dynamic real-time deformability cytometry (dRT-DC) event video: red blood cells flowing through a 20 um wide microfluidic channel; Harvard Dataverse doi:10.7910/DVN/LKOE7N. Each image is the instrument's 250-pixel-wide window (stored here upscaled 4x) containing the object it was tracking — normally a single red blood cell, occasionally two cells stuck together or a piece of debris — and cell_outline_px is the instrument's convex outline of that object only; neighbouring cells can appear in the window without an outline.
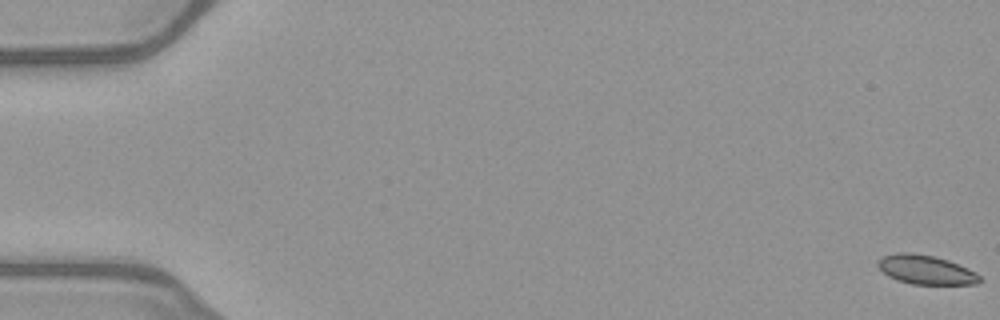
{"species": "common noctule bat (a hibernating species)", "species_latin": "Nyctalus noctula", "temperature_condition": "warm", "stored_images_in_passage": 53, "camera_frame_rate_fps": 3000, "um_per_image_px": 0.085, "animal": {"sex": "female", "body_mass_g": 21.9}, "frame": {"image": 1, "passage_image": 1, "time_ms": 0.0, "image_size_px": [1000, 320], "cell_outline_px": [[980, 284], [912, 284], [896, 280], [888, 276], [876, 264], [880, 256], [896, 252], [912, 252], [932, 256], [948, 260], [968, 268], [976, 272], [980, 276]], "centroid_in_image_um": [78.67, 22.92], "position_along_channel_um": 6.3, "area_um2": 17.4}}
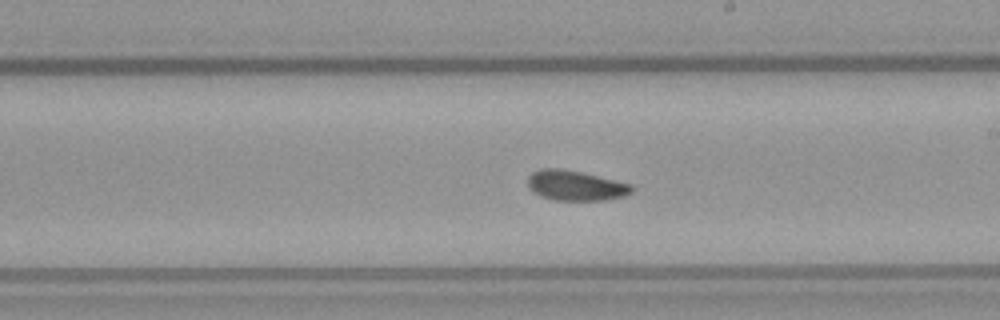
{"frame": {"image": 2, "passage_image": 31, "time_ms": 10.0, "image_size_px": [1000, 320], "cell_outline_px": [[632, 192], [624, 196], [604, 200], [556, 200], [540, 196], [532, 192], [528, 184], [528, 176], [532, 172], [540, 168], [560, 168], [580, 172], [632, 184]], "centroid_in_image_um": [48.89, 15.77], "position_along_channel_um": 240.1, "area_um2": 18.15}}
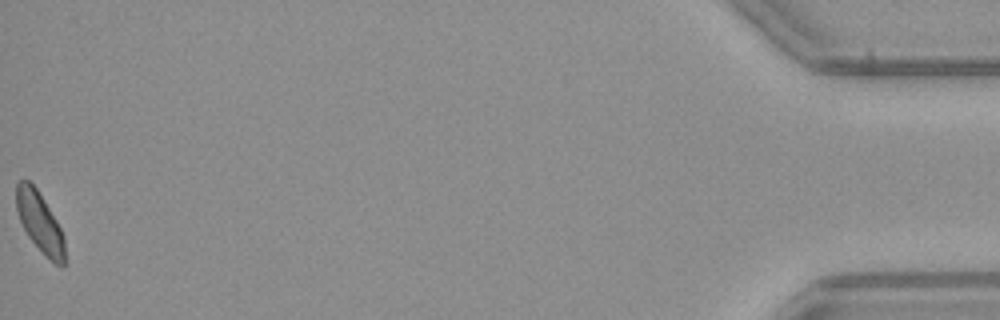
{"frame": {"image": 3, "passage_image": 53, "time_ms": 17.333, "image_size_px": [1000, 320], "cell_outline_px": [[64, 268], [56, 264], [28, 236], [20, 220], [16, 208], [16, 184], [20, 180], [28, 180], [36, 188], [56, 220], [64, 236]], "centroid_in_image_um": [3.37, 18.86], "position_along_channel_um": 431.8, "area_um2": 16.36}, "authors_computed_cell_mechanics": {"area_um2": 17.8602, "velocity_mm_per_s": 4.0211, "shape_relaxation_time_tau1_ms": null, "shape_relaxation_time_tau2_ms": 3.1662, "deformation_change_tau1": null, "deformation_change_tau2": 0.077}}